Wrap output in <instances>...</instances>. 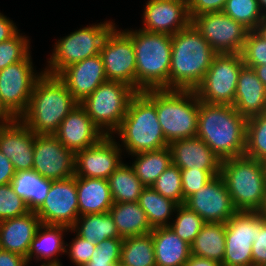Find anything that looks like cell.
<instances>
[{
	"label": "cell",
	"instance_id": "1",
	"mask_svg": "<svg viewBox=\"0 0 266 266\" xmlns=\"http://www.w3.org/2000/svg\"><path fill=\"white\" fill-rule=\"evenodd\" d=\"M246 122L231 105L207 104L199 100L197 137L221 159L243 156Z\"/></svg>",
	"mask_w": 266,
	"mask_h": 266
},
{
	"label": "cell",
	"instance_id": "2",
	"mask_svg": "<svg viewBox=\"0 0 266 266\" xmlns=\"http://www.w3.org/2000/svg\"><path fill=\"white\" fill-rule=\"evenodd\" d=\"M216 54L192 24L172 35L169 89L195 90Z\"/></svg>",
	"mask_w": 266,
	"mask_h": 266
},
{
	"label": "cell",
	"instance_id": "3",
	"mask_svg": "<svg viewBox=\"0 0 266 266\" xmlns=\"http://www.w3.org/2000/svg\"><path fill=\"white\" fill-rule=\"evenodd\" d=\"M79 103L55 75L37 80L26 112L19 118L35 134H55L62 120Z\"/></svg>",
	"mask_w": 266,
	"mask_h": 266
},
{
	"label": "cell",
	"instance_id": "4",
	"mask_svg": "<svg viewBox=\"0 0 266 266\" xmlns=\"http://www.w3.org/2000/svg\"><path fill=\"white\" fill-rule=\"evenodd\" d=\"M133 42L136 57V91L169 89L172 36L142 29L123 30Z\"/></svg>",
	"mask_w": 266,
	"mask_h": 266
},
{
	"label": "cell",
	"instance_id": "5",
	"mask_svg": "<svg viewBox=\"0 0 266 266\" xmlns=\"http://www.w3.org/2000/svg\"><path fill=\"white\" fill-rule=\"evenodd\" d=\"M220 175L237 211H266V163L245 155L228 158Z\"/></svg>",
	"mask_w": 266,
	"mask_h": 266
},
{
	"label": "cell",
	"instance_id": "6",
	"mask_svg": "<svg viewBox=\"0 0 266 266\" xmlns=\"http://www.w3.org/2000/svg\"><path fill=\"white\" fill-rule=\"evenodd\" d=\"M115 134L120 138L122 151L128 155L169 145L158 121L156 105L143 92H137L130 100L127 113Z\"/></svg>",
	"mask_w": 266,
	"mask_h": 266
},
{
	"label": "cell",
	"instance_id": "7",
	"mask_svg": "<svg viewBox=\"0 0 266 266\" xmlns=\"http://www.w3.org/2000/svg\"><path fill=\"white\" fill-rule=\"evenodd\" d=\"M143 93L156 105V113L168 143L197 137L199 99L194 90L149 89Z\"/></svg>",
	"mask_w": 266,
	"mask_h": 266
},
{
	"label": "cell",
	"instance_id": "8",
	"mask_svg": "<svg viewBox=\"0 0 266 266\" xmlns=\"http://www.w3.org/2000/svg\"><path fill=\"white\" fill-rule=\"evenodd\" d=\"M104 22V23H103ZM79 28L54 43L44 73L57 76L68 66L98 55L110 31L117 26L114 21H103Z\"/></svg>",
	"mask_w": 266,
	"mask_h": 266
},
{
	"label": "cell",
	"instance_id": "9",
	"mask_svg": "<svg viewBox=\"0 0 266 266\" xmlns=\"http://www.w3.org/2000/svg\"><path fill=\"white\" fill-rule=\"evenodd\" d=\"M136 93L124 82L107 80L80 104L105 136H115Z\"/></svg>",
	"mask_w": 266,
	"mask_h": 266
},
{
	"label": "cell",
	"instance_id": "10",
	"mask_svg": "<svg viewBox=\"0 0 266 266\" xmlns=\"http://www.w3.org/2000/svg\"><path fill=\"white\" fill-rule=\"evenodd\" d=\"M241 54H216L202 82L195 88L198 99L207 104L233 106L240 70Z\"/></svg>",
	"mask_w": 266,
	"mask_h": 266
},
{
	"label": "cell",
	"instance_id": "11",
	"mask_svg": "<svg viewBox=\"0 0 266 266\" xmlns=\"http://www.w3.org/2000/svg\"><path fill=\"white\" fill-rule=\"evenodd\" d=\"M29 54L25 59L0 70V103L14 118L19 119L27 110L37 80L44 73L36 72Z\"/></svg>",
	"mask_w": 266,
	"mask_h": 266
},
{
	"label": "cell",
	"instance_id": "12",
	"mask_svg": "<svg viewBox=\"0 0 266 266\" xmlns=\"http://www.w3.org/2000/svg\"><path fill=\"white\" fill-rule=\"evenodd\" d=\"M265 212L238 211L226 223L225 255L221 266H251L252 244L263 227Z\"/></svg>",
	"mask_w": 266,
	"mask_h": 266
},
{
	"label": "cell",
	"instance_id": "13",
	"mask_svg": "<svg viewBox=\"0 0 266 266\" xmlns=\"http://www.w3.org/2000/svg\"><path fill=\"white\" fill-rule=\"evenodd\" d=\"M191 24L217 54H241L250 32L222 11L193 16Z\"/></svg>",
	"mask_w": 266,
	"mask_h": 266
},
{
	"label": "cell",
	"instance_id": "14",
	"mask_svg": "<svg viewBox=\"0 0 266 266\" xmlns=\"http://www.w3.org/2000/svg\"><path fill=\"white\" fill-rule=\"evenodd\" d=\"M100 56L107 80L124 82L136 90V57L132 39L115 26L105 38Z\"/></svg>",
	"mask_w": 266,
	"mask_h": 266
},
{
	"label": "cell",
	"instance_id": "15",
	"mask_svg": "<svg viewBox=\"0 0 266 266\" xmlns=\"http://www.w3.org/2000/svg\"><path fill=\"white\" fill-rule=\"evenodd\" d=\"M32 169L40 176L62 180L75 175V154L54 134H36Z\"/></svg>",
	"mask_w": 266,
	"mask_h": 266
},
{
	"label": "cell",
	"instance_id": "16",
	"mask_svg": "<svg viewBox=\"0 0 266 266\" xmlns=\"http://www.w3.org/2000/svg\"><path fill=\"white\" fill-rule=\"evenodd\" d=\"M184 205L198 214L205 223H226L238 212L220 174L189 196Z\"/></svg>",
	"mask_w": 266,
	"mask_h": 266
},
{
	"label": "cell",
	"instance_id": "17",
	"mask_svg": "<svg viewBox=\"0 0 266 266\" xmlns=\"http://www.w3.org/2000/svg\"><path fill=\"white\" fill-rule=\"evenodd\" d=\"M36 215L41 224L71 228L79 217L76 176L52 180L48 195Z\"/></svg>",
	"mask_w": 266,
	"mask_h": 266
},
{
	"label": "cell",
	"instance_id": "18",
	"mask_svg": "<svg viewBox=\"0 0 266 266\" xmlns=\"http://www.w3.org/2000/svg\"><path fill=\"white\" fill-rule=\"evenodd\" d=\"M115 136H104L98 143L75 154V176L88 178L108 177L123 162Z\"/></svg>",
	"mask_w": 266,
	"mask_h": 266
},
{
	"label": "cell",
	"instance_id": "19",
	"mask_svg": "<svg viewBox=\"0 0 266 266\" xmlns=\"http://www.w3.org/2000/svg\"><path fill=\"white\" fill-rule=\"evenodd\" d=\"M142 20L143 31L171 36L191 24L188 4L174 0H148Z\"/></svg>",
	"mask_w": 266,
	"mask_h": 266
},
{
	"label": "cell",
	"instance_id": "20",
	"mask_svg": "<svg viewBox=\"0 0 266 266\" xmlns=\"http://www.w3.org/2000/svg\"><path fill=\"white\" fill-rule=\"evenodd\" d=\"M54 135L74 154L95 145L105 136L81 104L75 106L62 120Z\"/></svg>",
	"mask_w": 266,
	"mask_h": 266
},
{
	"label": "cell",
	"instance_id": "21",
	"mask_svg": "<svg viewBox=\"0 0 266 266\" xmlns=\"http://www.w3.org/2000/svg\"><path fill=\"white\" fill-rule=\"evenodd\" d=\"M35 135L20 119L0 125V151L11 160L15 172L32 170Z\"/></svg>",
	"mask_w": 266,
	"mask_h": 266
},
{
	"label": "cell",
	"instance_id": "22",
	"mask_svg": "<svg viewBox=\"0 0 266 266\" xmlns=\"http://www.w3.org/2000/svg\"><path fill=\"white\" fill-rule=\"evenodd\" d=\"M57 76L79 104L107 81L100 54L68 66Z\"/></svg>",
	"mask_w": 266,
	"mask_h": 266
},
{
	"label": "cell",
	"instance_id": "23",
	"mask_svg": "<svg viewBox=\"0 0 266 266\" xmlns=\"http://www.w3.org/2000/svg\"><path fill=\"white\" fill-rule=\"evenodd\" d=\"M172 164L180 169L220 170L222 160L200 138L171 141Z\"/></svg>",
	"mask_w": 266,
	"mask_h": 266
},
{
	"label": "cell",
	"instance_id": "24",
	"mask_svg": "<svg viewBox=\"0 0 266 266\" xmlns=\"http://www.w3.org/2000/svg\"><path fill=\"white\" fill-rule=\"evenodd\" d=\"M66 232H71V228L65 225L41 224L29 247L27 254L29 264L34 258L36 263L43 261L40 266H63L58 256L65 254Z\"/></svg>",
	"mask_w": 266,
	"mask_h": 266
},
{
	"label": "cell",
	"instance_id": "25",
	"mask_svg": "<svg viewBox=\"0 0 266 266\" xmlns=\"http://www.w3.org/2000/svg\"><path fill=\"white\" fill-rule=\"evenodd\" d=\"M41 225L36 212L0 221V249L27 258L30 244Z\"/></svg>",
	"mask_w": 266,
	"mask_h": 266
},
{
	"label": "cell",
	"instance_id": "26",
	"mask_svg": "<svg viewBox=\"0 0 266 266\" xmlns=\"http://www.w3.org/2000/svg\"><path fill=\"white\" fill-rule=\"evenodd\" d=\"M233 106L246 119L266 113V87L253 68L240 70Z\"/></svg>",
	"mask_w": 266,
	"mask_h": 266
},
{
	"label": "cell",
	"instance_id": "27",
	"mask_svg": "<svg viewBox=\"0 0 266 266\" xmlns=\"http://www.w3.org/2000/svg\"><path fill=\"white\" fill-rule=\"evenodd\" d=\"M79 216L109 212L113 198L107 179L76 177Z\"/></svg>",
	"mask_w": 266,
	"mask_h": 266
},
{
	"label": "cell",
	"instance_id": "28",
	"mask_svg": "<svg viewBox=\"0 0 266 266\" xmlns=\"http://www.w3.org/2000/svg\"><path fill=\"white\" fill-rule=\"evenodd\" d=\"M156 266H184L188 261L190 245L180 239L169 226L153 228Z\"/></svg>",
	"mask_w": 266,
	"mask_h": 266
},
{
	"label": "cell",
	"instance_id": "29",
	"mask_svg": "<svg viewBox=\"0 0 266 266\" xmlns=\"http://www.w3.org/2000/svg\"><path fill=\"white\" fill-rule=\"evenodd\" d=\"M109 213L121 238L143 235L153 230L138 202L113 203Z\"/></svg>",
	"mask_w": 266,
	"mask_h": 266
},
{
	"label": "cell",
	"instance_id": "30",
	"mask_svg": "<svg viewBox=\"0 0 266 266\" xmlns=\"http://www.w3.org/2000/svg\"><path fill=\"white\" fill-rule=\"evenodd\" d=\"M10 184L14 192L26 201L29 210L36 212L44 203L52 180L40 176L32 169L15 172Z\"/></svg>",
	"mask_w": 266,
	"mask_h": 266
},
{
	"label": "cell",
	"instance_id": "31",
	"mask_svg": "<svg viewBox=\"0 0 266 266\" xmlns=\"http://www.w3.org/2000/svg\"><path fill=\"white\" fill-rule=\"evenodd\" d=\"M225 237V223H205L190 245V253L222 265L225 255Z\"/></svg>",
	"mask_w": 266,
	"mask_h": 266
},
{
	"label": "cell",
	"instance_id": "32",
	"mask_svg": "<svg viewBox=\"0 0 266 266\" xmlns=\"http://www.w3.org/2000/svg\"><path fill=\"white\" fill-rule=\"evenodd\" d=\"M71 232L94 244L108 238H121L109 212L79 216L71 227Z\"/></svg>",
	"mask_w": 266,
	"mask_h": 266
},
{
	"label": "cell",
	"instance_id": "33",
	"mask_svg": "<svg viewBox=\"0 0 266 266\" xmlns=\"http://www.w3.org/2000/svg\"><path fill=\"white\" fill-rule=\"evenodd\" d=\"M132 156L135 159L131 167L145 187H151L163 171L172 164L169 146L154 151L135 153Z\"/></svg>",
	"mask_w": 266,
	"mask_h": 266
},
{
	"label": "cell",
	"instance_id": "34",
	"mask_svg": "<svg viewBox=\"0 0 266 266\" xmlns=\"http://www.w3.org/2000/svg\"><path fill=\"white\" fill-rule=\"evenodd\" d=\"M107 180L114 203L138 202L145 188L136 176L131 163L129 165L122 162Z\"/></svg>",
	"mask_w": 266,
	"mask_h": 266
},
{
	"label": "cell",
	"instance_id": "35",
	"mask_svg": "<svg viewBox=\"0 0 266 266\" xmlns=\"http://www.w3.org/2000/svg\"><path fill=\"white\" fill-rule=\"evenodd\" d=\"M138 204L146 213L152 228L169 226L178 206L176 202L160 195L152 187L142 190Z\"/></svg>",
	"mask_w": 266,
	"mask_h": 266
},
{
	"label": "cell",
	"instance_id": "36",
	"mask_svg": "<svg viewBox=\"0 0 266 266\" xmlns=\"http://www.w3.org/2000/svg\"><path fill=\"white\" fill-rule=\"evenodd\" d=\"M120 263L125 266H156L151 232L123 238Z\"/></svg>",
	"mask_w": 266,
	"mask_h": 266
},
{
	"label": "cell",
	"instance_id": "37",
	"mask_svg": "<svg viewBox=\"0 0 266 266\" xmlns=\"http://www.w3.org/2000/svg\"><path fill=\"white\" fill-rule=\"evenodd\" d=\"M244 155L266 163V113L247 119Z\"/></svg>",
	"mask_w": 266,
	"mask_h": 266
},
{
	"label": "cell",
	"instance_id": "38",
	"mask_svg": "<svg viewBox=\"0 0 266 266\" xmlns=\"http://www.w3.org/2000/svg\"><path fill=\"white\" fill-rule=\"evenodd\" d=\"M175 214L169 227L180 239L191 245L205 224L204 220L184 204L177 206Z\"/></svg>",
	"mask_w": 266,
	"mask_h": 266
},
{
	"label": "cell",
	"instance_id": "39",
	"mask_svg": "<svg viewBox=\"0 0 266 266\" xmlns=\"http://www.w3.org/2000/svg\"><path fill=\"white\" fill-rule=\"evenodd\" d=\"M222 12L250 31H254L264 17L258 0H226Z\"/></svg>",
	"mask_w": 266,
	"mask_h": 266
},
{
	"label": "cell",
	"instance_id": "40",
	"mask_svg": "<svg viewBox=\"0 0 266 266\" xmlns=\"http://www.w3.org/2000/svg\"><path fill=\"white\" fill-rule=\"evenodd\" d=\"M151 187L160 195L173 200L178 205L185 204L182 192L181 169L178 166L171 164Z\"/></svg>",
	"mask_w": 266,
	"mask_h": 266
},
{
	"label": "cell",
	"instance_id": "41",
	"mask_svg": "<svg viewBox=\"0 0 266 266\" xmlns=\"http://www.w3.org/2000/svg\"><path fill=\"white\" fill-rule=\"evenodd\" d=\"M20 31L11 39L0 43V70L25 59L31 52L28 36Z\"/></svg>",
	"mask_w": 266,
	"mask_h": 266
},
{
	"label": "cell",
	"instance_id": "42",
	"mask_svg": "<svg viewBox=\"0 0 266 266\" xmlns=\"http://www.w3.org/2000/svg\"><path fill=\"white\" fill-rule=\"evenodd\" d=\"M30 212L26 201L19 197L10 183L0 185V221Z\"/></svg>",
	"mask_w": 266,
	"mask_h": 266
},
{
	"label": "cell",
	"instance_id": "43",
	"mask_svg": "<svg viewBox=\"0 0 266 266\" xmlns=\"http://www.w3.org/2000/svg\"><path fill=\"white\" fill-rule=\"evenodd\" d=\"M123 238H108L96 245L91 260L84 266H112L120 262Z\"/></svg>",
	"mask_w": 266,
	"mask_h": 266
},
{
	"label": "cell",
	"instance_id": "44",
	"mask_svg": "<svg viewBox=\"0 0 266 266\" xmlns=\"http://www.w3.org/2000/svg\"><path fill=\"white\" fill-rule=\"evenodd\" d=\"M245 66L253 68L266 65V41L255 31H250L241 52Z\"/></svg>",
	"mask_w": 266,
	"mask_h": 266
},
{
	"label": "cell",
	"instance_id": "45",
	"mask_svg": "<svg viewBox=\"0 0 266 266\" xmlns=\"http://www.w3.org/2000/svg\"><path fill=\"white\" fill-rule=\"evenodd\" d=\"M220 174V170H193L181 169L182 192L186 200L189 196L199 191L214 176Z\"/></svg>",
	"mask_w": 266,
	"mask_h": 266
},
{
	"label": "cell",
	"instance_id": "46",
	"mask_svg": "<svg viewBox=\"0 0 266 266\" xmlns=\"http://www.w3.org/2000/svg\"><path fill=\"white\" fill-rule=\"evenodd\" d=\"M75 238L72 239V243L66 242L65 253L68 255L69 259L76 266H84L91 260V255L96 249V245L92 242H88L78 236L75 233Z\"/></svg>",
	"mask_w": 266,
	"mask_h": 266
},
{
	"label": "cell",
	"instance_id": "47",
	"mask_svg": "<svg viewBox=\"0 0 266 266\" xmlns=\"http://www.w3.org/2000/svg\"><path fill=\"white\" fill-rule=\"evenodd\" d=\"M225 3L226 0H190L188 5L190 17L223 11Z\"/></svg>",
	"mask_w": 266,
	"mask_h": 266
},
{
	"label": "cell",
	"instance_id": "48",
	"mask_svg": "<svg viewBox=\"0 0 266 266\" xmlns=\"http://www.w3.org/2000/svg\"><path fill=\"white\" fill-rule=\"evenodd\" d=\"M253 264L266 265V217L263 219V227L256 232L255 241L252 244Z\"/></svg>",
	"mask_w": 266,
	"mask_h": 266
},
{
	"label": "cell",
	"instance_id": "49",
	"mask_svg": "<svg viewBox=\"0 0 266 266\" xmlns=\"http://www.w3.org/2000/svg\"><path fill=\"white\" fill-rule=\"evenodd\" d=\"M15 24L0 12V43L11 39L20 31Z\"/></svg>",
	"mask_w": 266,
	"mask_h": 266
},
{
	"label": "cell",
	"instance_id": "50",
	"mask_svg": "<svg viewBox=\"0 0 266 266\" xmlns=\"http://www.w3.org/2000/svg\"><path fill=\"white\" fill-rule=\"evenodd\" d=\"M0 266H30L28 259L12 253L7 250L0 249Z\"/></svg>",
	"mask_w": 266,
	"mask_h": 266
},
{
	"label": "cell",
	"instance_id": "51",
	"mask_svg": "<svg viewBox=\"0 0 266 266\" xmlns=\"http://www.w3.org/2000/svg\"><path fill=\"white\" fill-rule=\"evenodd\" d=\"M15 175L12 162L0 151V185L11 183Z\"/></svg>",
	"mask_w": 266,
	"mask_h": 266
},
{
	"label": "cell",
	"instance_id": "52",
	"mask_svg": "<svg viewBox=\"0 0 266 266\" xmlns=\"http://www.w3.org/2000/svg\"><path fill=\"white\" fill-rule=\"evenodd\" d=\"M184 266H221V264L208 258L190 255Z\"/></svg>",
	"mask_w": 266,
	"mask_h": 266
},
{
	"label": "cell",
	"instance_id": "53",
	"mask_svg": "<svg viewBox=\"0 0 266 266\" xmlns=\"http://www.w3.org/2000/svg\"><path fill=\"white\" fill-rule=\"evenodd\" d=\"M257 77L261 80L263 85L266 87V65H259L253 67Z\"/></svg>",
	"mask_w": 266,
	"mask_h": 266
},
{
	"label": "cell",
	"instance_id": "54",
	"mask_svg": "<svg viewBox=\"0 0 266 266\" xmlns=\"http://www.w3.org/2000/svg\"><path fill=\"white\" fill-rule=\"evenodd\" d=\"M14 118L4 109L0 103V125L12 122Z\"/></svg>",
	"mask_w": 266,
	"mask_h": 266
},
{
	"label": "cell",
	"instance_id": "55",
	"mask_svg": "<svg viewBox=\"0 0 266 266\" xmlns=\"http://www.w3.org/2000/svg\"><path fill=\"white\" fill-rule=\"evenodd\" d=\"M254 31L266 41V16L263 17Z\"/></svg>",
	"mask_w": 266,
	"mask_h": 266
},
{
	"label": "cell",
	"instance_id": "56",
	"mask_svg": "<svg viewBox=\"0 0 266 266\" xmlns=\"http://www.w3.org/2000/svg\"><path fill=\"white\" fill-rule=\"evenodd\" d=\"M259 7L264 16H266V0H258Z\"/></svg>",
	"mask_w": 266,
	"mask_h": 266
},
{
	"label": "cell",
	"instance_id": "57",
	"mask_svg": "<svg viewBox=\"0 0 266 266\" xmlns=\"http://www.w3.org/2000/svg\"><path fill=\"white\" fill-rule=\"evenodd\" d=\"M174 1H179V2H182V3L188 4V5L190 3V0H174Z\"/></svg>",
	"mask_w": 266,
	"mask_h": 266
},
{
	"label": "cell",
	"instance_id": "58",
	"mask_svg": "<svg viewBox=\"0 0 266 266\" xmlns=\"http://www.w3.org/2000/svg\"><path fill=\"white\" fill-rule=\"evenodd\" d=\"M112 266H125V265H122L120 262H118V263L113 264Z\"/></svg>",
	"mask_w": 266,
	"mask_h": 266
},
{
	"label": "cell",
	"instance_id": "59",
	"mask_svg": "<svg viewBox=\"0 0 266 266\" xmlns=\"http://www.w3.org/2000/svg\"><path fill=\"white\" fill-rule=\"evenodd\" d=\"M251 266H266V265H262V264H252Z\"/></svg>",
	"mask_w": 266,
	"mask_h": 266
}]
</instances>
